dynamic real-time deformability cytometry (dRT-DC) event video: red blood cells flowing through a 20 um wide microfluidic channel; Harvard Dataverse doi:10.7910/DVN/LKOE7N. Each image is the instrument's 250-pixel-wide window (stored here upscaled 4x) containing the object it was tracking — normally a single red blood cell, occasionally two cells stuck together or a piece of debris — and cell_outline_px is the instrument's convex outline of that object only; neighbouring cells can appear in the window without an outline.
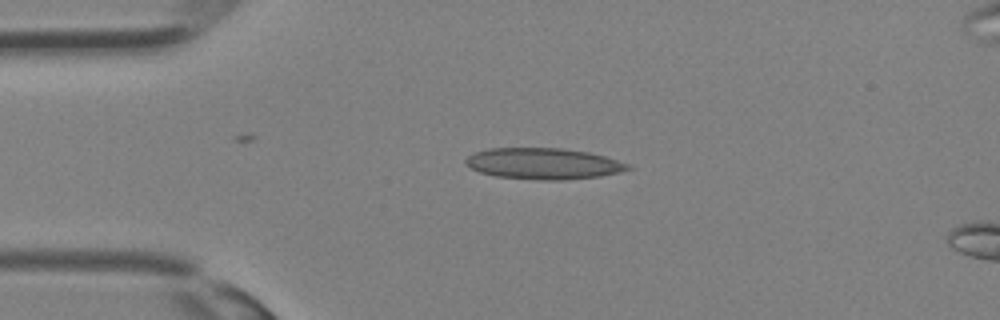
{"species": "Egyptian fruit bat (a non-hibernating species)", "species_latin": "Rousettus aegyptiacus", "temperature_condition": "room temperature", "stored_images_in_passage": 4, "camera_frame_rate_fps": 3000, "um_per_image_px": 0.085, "animal": {"sex": "female"}, "frame": {"image": 1, "passage_image": 1, "time_ms": 0.0, "image_size_px": [1000, 320], "cell_outline_px": [[632, 168], [600, 176], [560, 180], [540, 180], [496, 176], [480, 172], [464, 164], [464, 160], [468, 156], [476, 152], [488, 148], [564, 148], [588, 152], [604, 156], [628, 164]], "centroid_in_image_um": [46.14, 13.9], "position_along_channel_um": 38.9, "area_um2": 29.25}}